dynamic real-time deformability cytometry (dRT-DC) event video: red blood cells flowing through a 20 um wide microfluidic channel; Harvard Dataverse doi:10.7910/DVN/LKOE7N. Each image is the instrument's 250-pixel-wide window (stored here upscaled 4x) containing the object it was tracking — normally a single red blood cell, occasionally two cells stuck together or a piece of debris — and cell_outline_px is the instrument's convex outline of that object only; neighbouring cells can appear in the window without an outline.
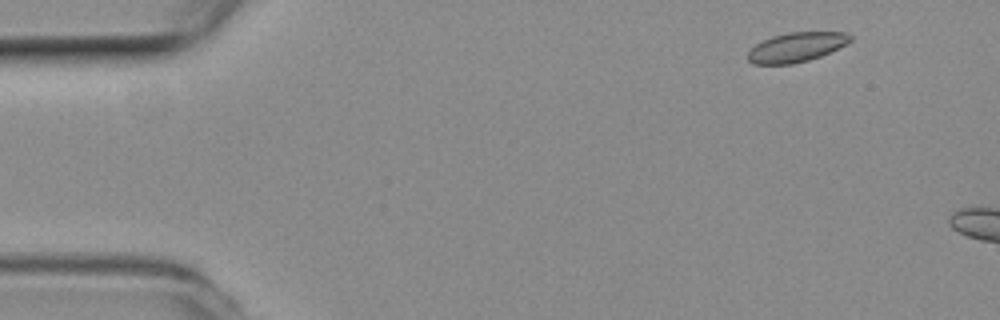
{"species": "common noctule bat (a hibernating species)", "species_latin": "Nyctalus noctula", "temperature_condition": "room temperature", "stored_images_in_passage": 3, "camera_frame_rate_fps": 3000, "um_per_image_px": 0.085, "animal": {"sex": "female", "body_mass_g": 19.3, "forearm_length_mm": 54.1}, "frame": {"image": 1, "passage_image": 1, "time_ms": 0.0, "image_size_px": [1000, 320], "cell_outline_px": [[852, 40], [820, 56], [808, 60], [792, 64], [752, 64], [748, 60], [748, 52], [756, 44], [772, 36], [788, 32], [844, 32], [852, 36]], "centroid_in_image_um": [67.66, 4.01], "position_along_channel_um": 17.3, "area_um2": 17.34}}